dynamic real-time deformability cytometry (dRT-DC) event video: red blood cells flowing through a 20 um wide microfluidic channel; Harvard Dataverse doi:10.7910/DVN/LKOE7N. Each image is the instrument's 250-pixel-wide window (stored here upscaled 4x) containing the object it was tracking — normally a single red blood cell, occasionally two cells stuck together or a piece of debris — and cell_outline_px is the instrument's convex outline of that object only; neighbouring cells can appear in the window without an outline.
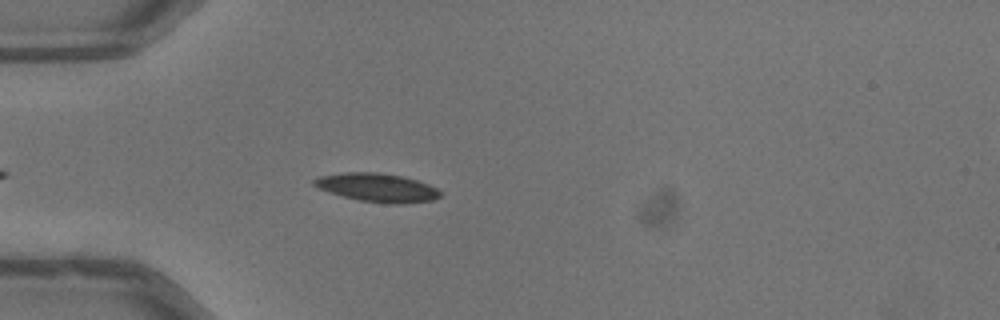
{"species": "common noctule bat (a hibernating species)", "species_latin": "Nyctalus noctula", "temperature_condition": "warm", "stored_images_in_passage": 39, "camera_frame_rate_fps": 3000, "um_per_image_px": 0.085, "animal": {"sex": "male", "body_mass_g": 13.3}, "frame": {"image": 1, "passage_image": 5, "time_ms": 1.333, "image_size_px": [1000, 320], "cell_outline_px": [[440, 196], [432, 200], [404, 204], [396, 204], [360, 200], [344, 196], [320, 188], [312, 184], [312, 180], [320, 176], [344, 172], [380, 172], [400, 176], [416, 180], [428, 184], [436, 188], [440, 192]], "centroid_in_image_um": [32.08, 15.93], "position_along_channel_um": 52.9, "area_um2": 20.63}}
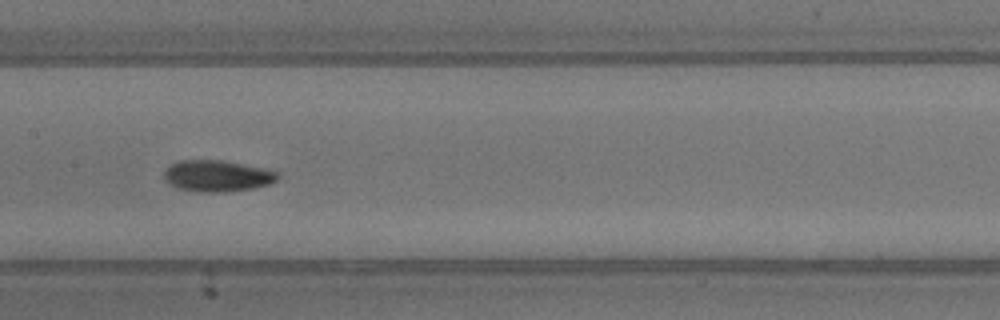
{"frame": {"image": 2, "passage_image": 16, "time_ms": 5.0, "image_size_px": [1000, 320], "cell_outline_px": [[280, 176], [276, 180], [268, 184], [252, 188], [224, 192], [200, 192], [180, 188], [164, 180], [164, 172], [168, 164], [176, 160], [224, 160], [264, 168], [276, 172]], "centroid_in_image_um": [18.43, 14.93], "position_along_channel_um": 189.0, "area_um2": 20.75}}
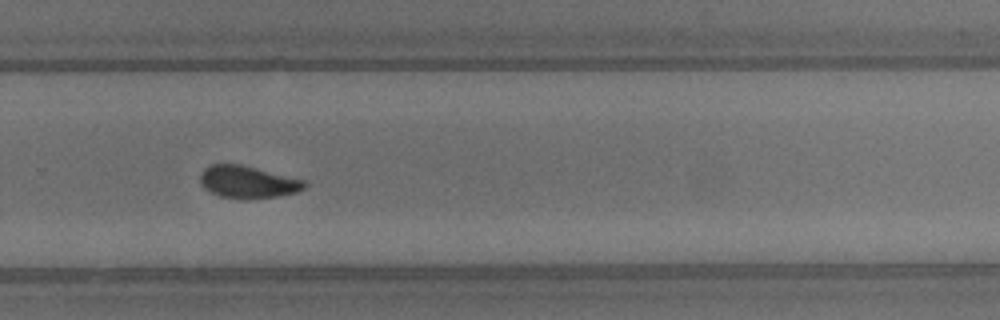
{"frame": {"image": 3, "passage_image": 25, "time_ms": 8.0, "image_size_px": [1000, 320], "cell_outline_px": [[308, 184], [304, 188], [296, 192], [276, 196], [248, 200], [220, 196], [204, 188], [200, 184], [200, 172], [204, 168], [212, 164], [240, 164], [304, 180]], "centroid_in_image_um": [21.03, 15.47], "position_along_channel_um": 308.8, "area_um2": 19.59}, "authors_computed_cell_mechanics": {"area_um2": 19.9988, "velocity_mm_per_s": 4.0173, "shape_relaxation_time_tau1_ms": 4.3783, "shape_relaxation_time_tau2_ms": 2.4513, "deformation_change_tau1": 0.1305, "deformation_change_tau2": 0.0693}}